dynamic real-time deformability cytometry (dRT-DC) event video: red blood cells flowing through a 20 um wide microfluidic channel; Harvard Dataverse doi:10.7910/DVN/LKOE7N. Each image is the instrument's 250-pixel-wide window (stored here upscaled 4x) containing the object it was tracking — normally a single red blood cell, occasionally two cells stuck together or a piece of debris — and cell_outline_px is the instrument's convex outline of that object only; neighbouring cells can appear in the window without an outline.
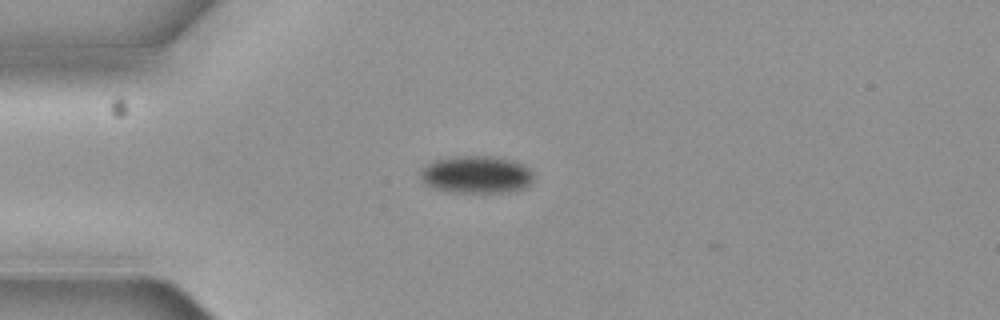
{"species": "common noctule bat (a hibernating species)", "species_latin": "Nyctalus noctula", "temperature_condition": "cold", "stored_images_in_passage": 3, "camera_frame_rate_fps": 3000, "um_per_image_px": 0.085, "animal": {"sex": "female", "body_mass_g": 19.3, "forearm_length_mm": 54.1}, "frame": {"image": 1, "passage_image": 3, "time_ms": 0.667, "image_size_px": [1000, 320], "cell_outline_px": [[536, 176], [524, 188], [508, 192], [448, 192], [424, 184], [420, 176], [420, 172], [432, 160], [448, 156], [496, 156], [512, 160], [524, 164]], "centroid_in_image_um": [40.49, 14.82], "position_along_channel_um": 44.5, "area_um2": 24.97}}